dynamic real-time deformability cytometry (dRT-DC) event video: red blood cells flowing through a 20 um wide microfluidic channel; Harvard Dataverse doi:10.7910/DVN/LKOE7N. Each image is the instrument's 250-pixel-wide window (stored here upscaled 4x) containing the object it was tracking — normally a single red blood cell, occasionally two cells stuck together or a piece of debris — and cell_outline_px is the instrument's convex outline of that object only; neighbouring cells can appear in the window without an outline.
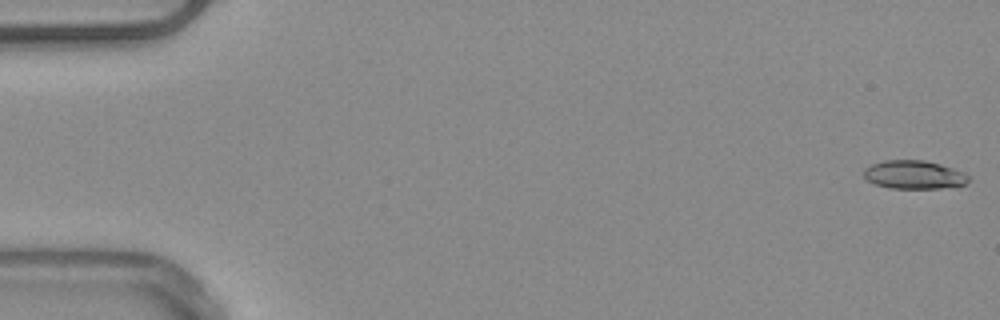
{"species": "common noctule bat (a hibernating species)", "species_latin": "Nyctalus noctula", "temperature_condition": "warm", "stored_images_in_passage": 50, "camera_frame_rate_fps": 3000, "um_per_image_px": 0.085, "animal": {"sex": "male", "body_mass_g": 20.4}, "frame": {"image": 1, "passage_image": 1, "time_ms": 0.0, "image_size_px": [1000, 320], "cell_outline_px": [[968, 180], [960, 188], [888, 188], [876, 184], [868, 180], [864, 176], [864, 168], [872, 164], [884, 160], [924, 160], [940, 164], [964, 172], [968, 176]], "centroid_in_image_um": [77.72, 14.86], "position_along_channel_um": 7.3, "area_um2": 17.46}}
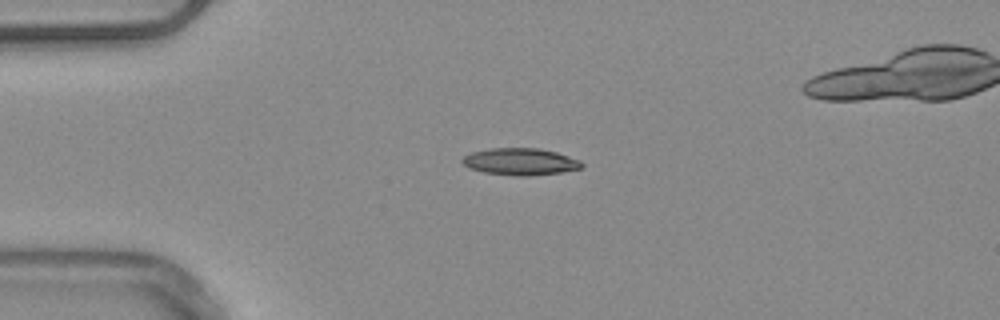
{"frame": {"image": 2, "passage_image": 13, "time_ms": 4.0, "image_size_px": [1000, 320], "cell_outline_px": [[584, 164], [580, 168], [560, 172], [528, 176], [516, 176], [484, 172], [468, 168], [460, 160], [464, 156], [472, 152], [488, 148], [540, 148], [556, 152], [580, 160]], "centroid_in_image_um": [44.2, 13.73], "position_along_channel_um": 40.8, "area_um2": 18.73}}
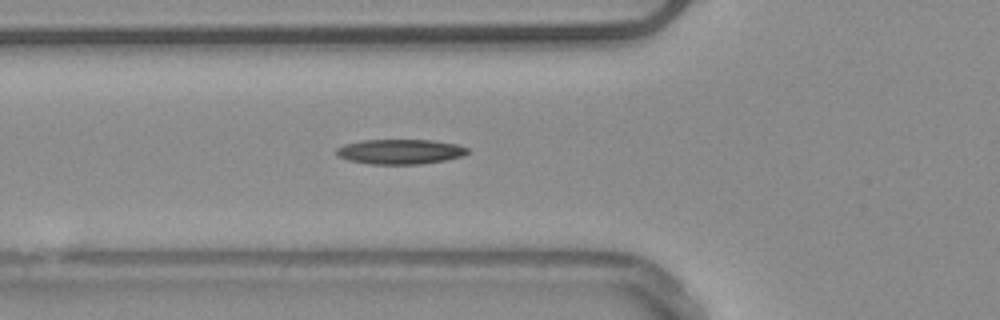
{"frame": {"image": 3, "passage_image": 19, "time_ms": 6.0, "image_size_px": [1000, 320], "cell_outline_px": [[468, 152], [464, 156], [444, 160], [420, 164], [372, 164], [348, 160], [336, 156], [336, 148], [344, 144], [360, 140], [432, 140], [456, 144], [468, 148]], "centroid_in_image_um": [33.98, 12.88], "position_along_channel_um": 91.8, "area_um2": 19.07}}